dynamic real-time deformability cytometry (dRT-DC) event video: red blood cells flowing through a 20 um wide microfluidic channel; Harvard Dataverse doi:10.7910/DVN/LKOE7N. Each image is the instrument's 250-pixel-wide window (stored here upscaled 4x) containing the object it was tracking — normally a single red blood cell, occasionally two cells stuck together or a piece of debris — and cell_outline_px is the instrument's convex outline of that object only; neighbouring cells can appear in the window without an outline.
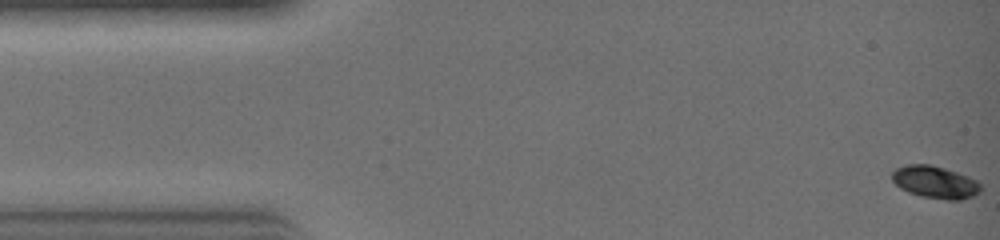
{"species": "common noctule bat (a hibernating species)", "species_latin": "Nyctalus noctula", "temperature_condition": "warm", "stored_images_in_passage": 11, "camera_frame_rate_fps": 3000, "um_per_image_px": 0.085, "animal": {"sex": "female", "body_mass_g": 19.0, "forearm_length_mm": 51.5}, "frame": {"image": 1, "passage_image": 1, "time_ms": 0.0, "image_size_px": [1000, 240], "cell_outline_px": [[980, 192], [972, 196], [960, 200], [948, 200], [920, 196], [908, 192], [900, 188], [892, 180], [892, 172], [896, 168], [908, 164], [932, 164], [968, 176], [976, 180], [980, 184]], "centroid_in_image_um": [79.47, 15.48], "position_along_channel_um": 5.5, "area_um2": 16.7}}
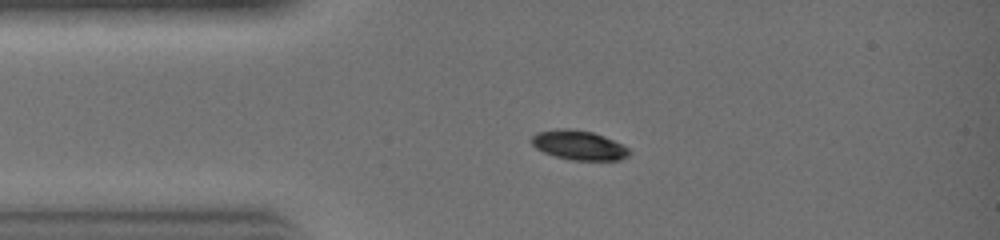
{"frame": {"image": 2, "passage_image": 7, "time_ms": 2.0, "image_size_px": [1000, 240], "cell_outline_px": [[632, 152], [628, 156], [620, 160], [572, 160], [556, 156], [544, 152], [536, 148], [528, 140], [536, 132], [556, 128], [572, 128], [592, 132], [604, 136], [628, 148]], "centroid_in_image_um": [49.16, 12.33], "position_along_channel_um": 35.8, "area_um2": 16.88}}
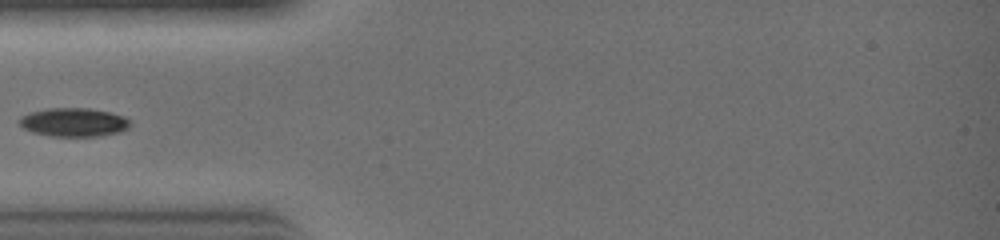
{"frame": {"image": 3, "passage_image": 10, "time_ms": 3.0, "image_size_px": [1000, 240], "cell_outline_px": [[132, 124], [128, 128], [120, 132], [100, 136], [52, 136], [32, 132], [24, 128], [20, 124], [20, 116], [32, 112], [48, 108], [88, 108], [108, 112], [124, 116]], "centroid_in_image_um": [6.29, 10.39], "position_along_channel_um": 78.7, "area_um2": 18.38}}